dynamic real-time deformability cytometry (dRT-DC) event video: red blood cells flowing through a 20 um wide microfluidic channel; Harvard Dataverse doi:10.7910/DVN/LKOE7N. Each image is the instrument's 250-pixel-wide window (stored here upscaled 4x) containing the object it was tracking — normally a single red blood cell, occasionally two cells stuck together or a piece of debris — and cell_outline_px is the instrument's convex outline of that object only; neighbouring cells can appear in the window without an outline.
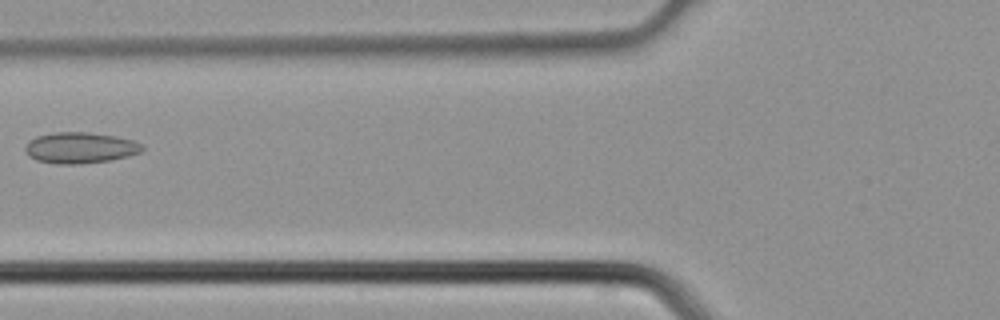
{"species": "common noctule bat (a hibernating species)", "species_latin": "Nyctalus noctula", "temperature_condition": "cold", "stored_images_in_passage": 5, "camera_frame_rate_fps": 3000, "um_per_image_px": 0.085, "animal": {"sex": "male", "body_mass_g": 21.5, "forearm_length_mm": 52.0}, "frame": {"image": 1, "passage_image": 5, "time_ms": 1.333, "image_size_px": [1000, 320], "cell_outline_px": [[144, 148], [140, 152], [128, 156], [112, 160], [80, 164], [56, 164], [36, 160], [28, 156], [24, 148], [28, 140], [36, 136], [56, 132], [88, 132], [116, 136], [132, 140], [144, 144]], "centroid_in_image_um": [6.8, 12.56], "position_along_channel_um": 119.0, "area_um2": 21.39}}